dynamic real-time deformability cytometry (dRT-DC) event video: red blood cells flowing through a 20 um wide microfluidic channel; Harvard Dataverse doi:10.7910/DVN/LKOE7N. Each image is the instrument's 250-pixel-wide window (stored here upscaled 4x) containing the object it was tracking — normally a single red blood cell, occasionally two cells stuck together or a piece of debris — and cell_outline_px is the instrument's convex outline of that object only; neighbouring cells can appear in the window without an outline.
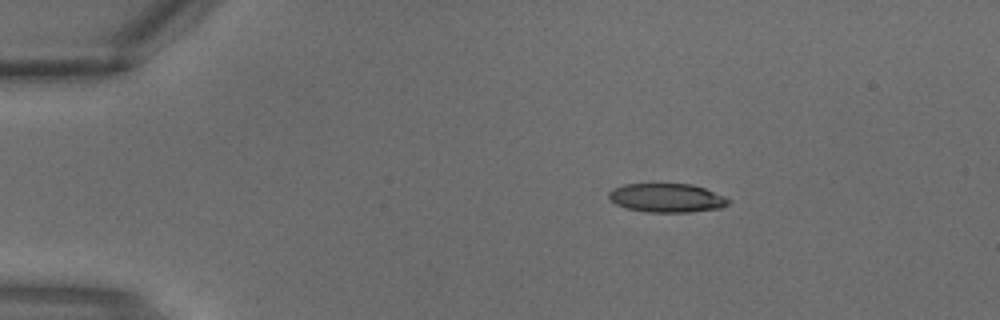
{"species": "common noctule bat (a hibernating species)", "species_latin": "Nyctalus noctula", "temperature_condition": "warm", "stored_images_in_passage": 3, "camera_frame_rate_fps": 3000, "um_per_image_px": 0.085, "animal": {"sex": "male", "body_mass_g": 18.8}, "frame": {"image": 1, "passage_image": 1, "time_ms": 0.0, "image_size_px": [1000, 320], "cell_outline_px": [[732, 200], [728, 204], [720, 208], [688, 212], [648, 212], [624, 208], [616, 204], [608, 196], [608, 192], [612, 188], [624, 184], [692, 184], [704, 188], [724, 196]], "centroid_in_image_um": [56.66, 16.82], "position_along_channel_um": 28.3, "area_um2": 20.11}}